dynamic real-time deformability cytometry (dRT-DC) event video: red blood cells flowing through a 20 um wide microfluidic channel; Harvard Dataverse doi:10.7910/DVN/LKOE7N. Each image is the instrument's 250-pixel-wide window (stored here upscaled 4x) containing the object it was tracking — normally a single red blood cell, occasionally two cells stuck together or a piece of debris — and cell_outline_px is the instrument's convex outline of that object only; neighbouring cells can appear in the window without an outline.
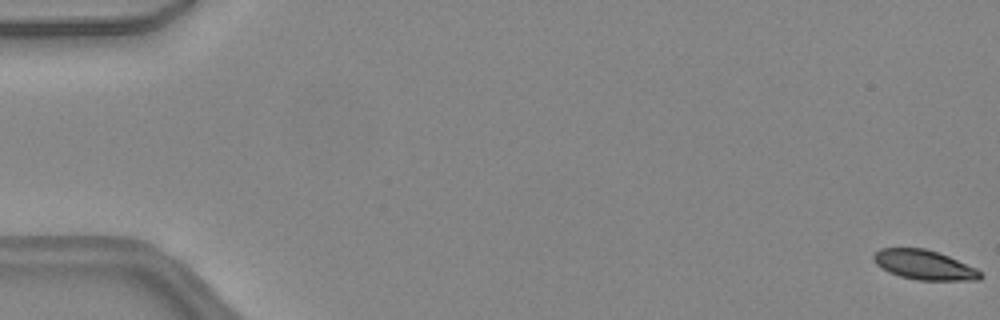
{"species": "common noctule bat (a hibernating species)", "species_latin": "Nyctalus noctula", "temperature_condition": "warm", "stored_images_in_passage": 48, "camera_frame_rate_fps": 3000, "um_per_image_px": 0.085, "animal": {"sex": "female", "body_mass_g": 24.6, "forearm_length_mm": 56.2}, "frame": {"image": 1, "passage_image": 1, "time_ms": 0.0, "image_size_px": [1000, 320], "cell_outline_px": [[984, 276], [980, 280], [916, 280], [900, 276], [888, 272], [876, 264], [872, 260], [872, 256], [880, 248], [924, 248], [948, 256], [976, 268]], "centroid_in_image_um": [78.54, 22.52], "position_along_channel_um": 6.5, "area_um2": 18.38}}
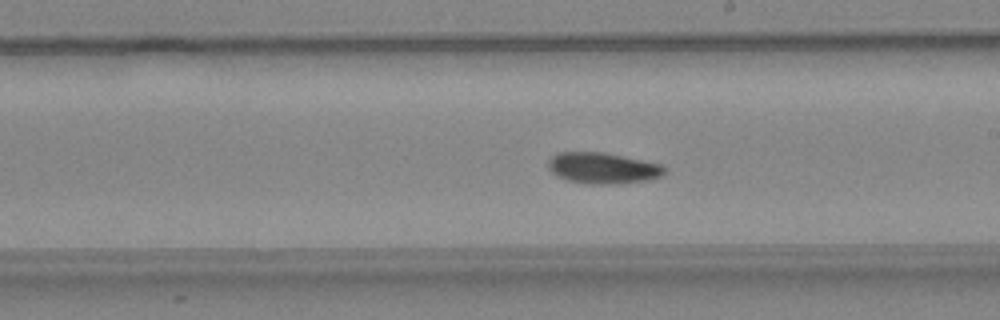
{"frame": {"image": 2, "passage_image": 28, "time_ms": 9.0, "image_size_px": [1000, 320], "cell_outline_px": [[664, 172], [660, 176], [648, 180], [620, 184], [584, 184], [568, 180], [556, 176], [548, 168], [548, 160], [556, 152], [604, 152], [664, 164]], "centroid_in_image_um": [51.22, 14.29], "position_along_channel_um": 237.8, "area_um2": 21.33}}
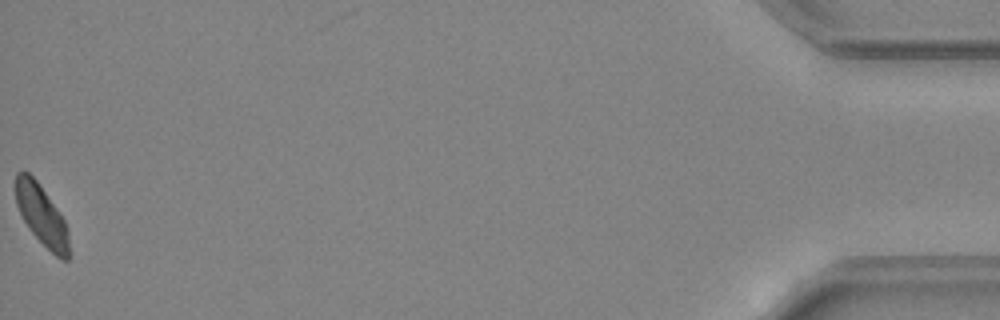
{"frame": {"image": 3, "passage_image": 48, "time_ms": 15.667, "image_size_px": [1000, 320], "cell_outline_px": [[68, 260], [60, 260], [28, 228], [16, 204], [16, 172], [20, 168], [28, 172], [36, 180], [64, 220], [68, 232]], "centroid_in_image_um": [3.51, 18.26], "position_along_channel_um": 431.7, "area_um2": 18.26}, "authors_computed_cell_mechanics": {"area_um2": 19.9988, "velocity_mm_per_s": 4.4368, "shape_relaxation_time_tau1_ms": 3.393, "shape_relaxation_time_tau2_ms": null, "deformation_change_tau1": 0.1278, "deformation_change_tau2": null}}